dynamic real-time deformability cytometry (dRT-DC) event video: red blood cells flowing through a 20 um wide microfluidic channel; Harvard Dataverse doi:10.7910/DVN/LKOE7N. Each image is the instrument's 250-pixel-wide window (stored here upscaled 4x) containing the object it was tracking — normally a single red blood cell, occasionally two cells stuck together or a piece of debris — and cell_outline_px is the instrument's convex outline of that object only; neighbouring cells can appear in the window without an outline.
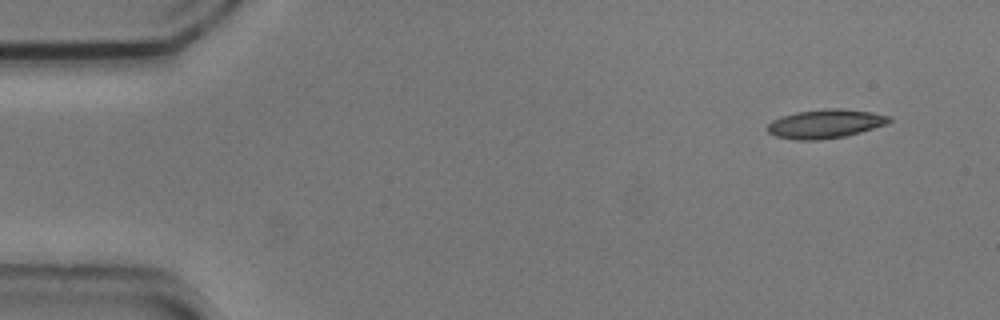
{"species": "common noctule bat (a hibernating species)", "species_latin": "Nyctalus noctula", "temperature_condition": "cold", "stored_images_in_passage": 5, "camera_frame_rate_fps": 3000, "um_per_image_px": 0.085, "animal": {"sex": "male", "body_mass_g": 20.5, "forearm_length_mm": 52.5}, "frame": {"image": 1, "passage_image": 5, "time_ms": 1.333, "image_size_px": [1000, 320], "cell_outline_px": [[892, 120], [884, 124], [860, 132], [844, 136], [820, 140], [796, 140], [776, 136], [768, 132], [768, 124], [772, 120], [796, 112], [824, 108], [840, 108], [872, 112], [892, 116]], "centroid_in_image_um": [70.16, 10.51], "position_along_channel_um": 14.8, "area_um2": 20.35}}